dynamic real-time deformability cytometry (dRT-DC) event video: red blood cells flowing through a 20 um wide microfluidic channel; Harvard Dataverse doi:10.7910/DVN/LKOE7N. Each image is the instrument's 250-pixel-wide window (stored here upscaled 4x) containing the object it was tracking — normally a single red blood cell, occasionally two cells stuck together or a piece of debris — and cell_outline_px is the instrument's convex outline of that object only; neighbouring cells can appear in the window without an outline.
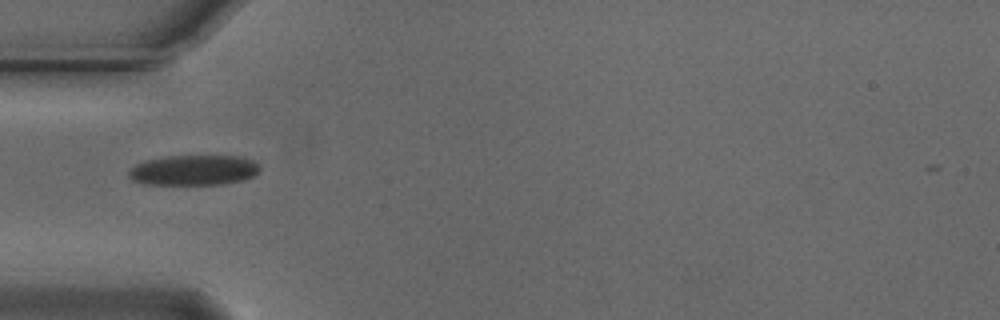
{"species": "Egyptian fruit bat (a non-hibernating species)", "species_latin": "Rousettus aegyptiacus", "temperature_condition": "cold", "stored_images_in_passage": 4, "camera_frame_rate_fps": 3000, "um_per_image_px": 0.085, "animal": {"sex": "male"}, "frame": {"image": 1, "passage_image": 2, "time_ms": 0.333, "image_size_px": [1000, 320], "cell_outline_px": [[260, 168], [252, 176], [244, 180], [224, 184], [144, 184], [132, 180], [128, 176], [128, 172], [136, 164], [144, 160], [164, 156], [240, 156], [252, 160], [260, 164]], "centroid_in_image_um": [16.45, 14.46], "position_along_channel_um": 68.5, "area_um2": 23.18}}